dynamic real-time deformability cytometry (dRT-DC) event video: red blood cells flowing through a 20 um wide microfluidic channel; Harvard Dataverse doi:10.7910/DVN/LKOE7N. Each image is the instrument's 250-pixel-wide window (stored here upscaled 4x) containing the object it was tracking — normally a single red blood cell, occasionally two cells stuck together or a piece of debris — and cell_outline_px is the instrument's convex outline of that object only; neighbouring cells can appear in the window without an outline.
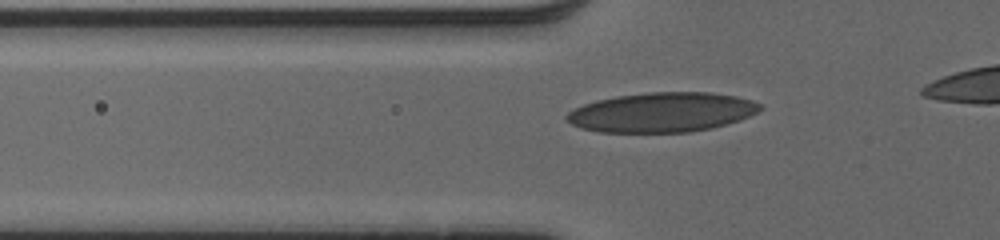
{"species": "human", "species_latin": "Homo sapiens", "temperature_condition": "cold", "stored_images_in_passage": 33, "camera_frame_rate_fps": 3000, "um_per_image_px": 0.085, "donor": {"sex": "male"}, "frame": {"image": 1, "passage_image": 5, "time_ms": 1.333, "image_size_px": [1000, 240], "cell_outline_px": [[764, 108], [740, 120], [712, 128], [688, 132], [600, 132], [580, 128], [564, 120], [564, 116], [568, 112], [584, 104], [596, 100], [616, 96], [648, 92], [708, 92], [736, 96], [752, 100], [760, 104]], "centroid_in_image_um": [56.24, 9.54], "position_along_channel_um": 69.6, "area_um2": 44.74}}
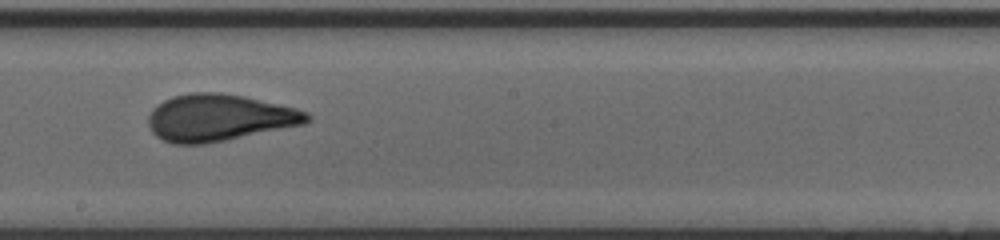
{"frame": {"image": 2, "passage_image": 17, "time_ms": 5.333, "image_size_px": [1000, 240], "cell_outline_px": [[312, 120], [304, 124], [204, 144], [172, 144], [156, 136], [152, 132], [148, 124], [148, 116], [152, 108], [156, 104], [172, 96], [192, 92], [220, 92], [244, 96], [296, 108], [308, 112], [312, 116]], "centroid_in_image_um": [18.6, 9.99], "position_along_channel_um": 229.6, "area_um2": 43.41}}
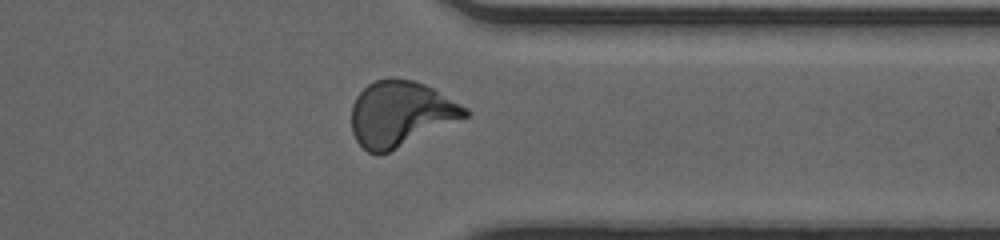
{"frame": {"image": 3, "passage_image": 28, "time_ms": 9.0, "image_size_px": [1000, 240], "cell_outline_px": [[472, 112], [468, 116], [380, 156], [376, 156], [368, 152], [356, 140], [352, 132], [352, 104], [356, 96], [368, 84], [376, 80], [388, 76], [392, 76], [412, 80], [424, 84], [432, 88], [468, 108]], "centroid_in_image_um": [34.03, 9.66], "position_along_channel_um": 377.4, "area_um2": 43.35}}